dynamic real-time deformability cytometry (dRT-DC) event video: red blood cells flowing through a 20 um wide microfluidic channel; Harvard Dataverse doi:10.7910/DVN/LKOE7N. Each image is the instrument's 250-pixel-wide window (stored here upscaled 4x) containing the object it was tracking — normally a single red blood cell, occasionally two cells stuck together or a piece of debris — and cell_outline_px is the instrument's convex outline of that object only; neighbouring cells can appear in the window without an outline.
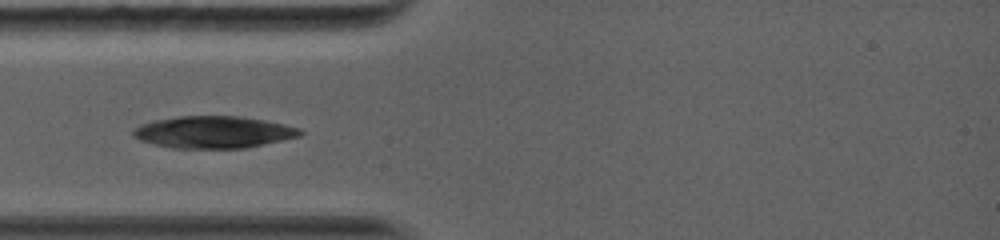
{"species": "common noctule bat (a hibernating species)", "species_latin": "Nyctalus noctula", "temperature_condition": "warm", "stored_images_in_passage": 37, "camera_frame_rate_fps": 5000, "um_per_image_px": 0.085, "animal": {"sex": "female", "body_mass_g": 19.0, "forearm_length_mm": 56.7}, "frame": {"image": 1, "passage_image": 1, "time_ms": 0.0, "image_size_px": [1000, 240], "cell_outline_px": [[304, 132], [300, 136], [244, 148], [172, 148], [152, 144], [140, 140], [132, 136], [132, 132], [140, 124], [156, 120], [180, 116], [236, 116], [264, 120], [284, 124], [300, 128]], "centroid_in_image_um": [18.13, 11.23], "position_along_channel_um": 66.9, "area_um2": 30.98}}
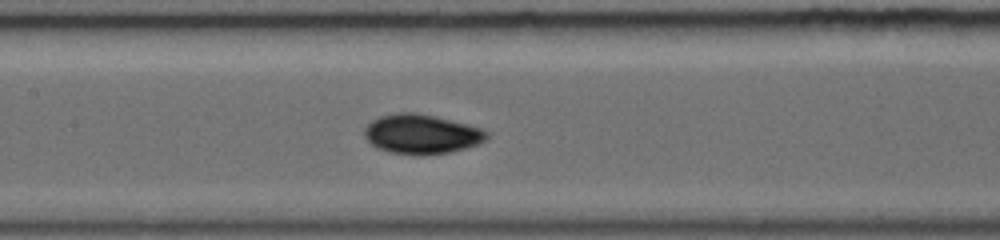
{"frame": {"image": 2, "passage_image": 11, "time_ms": 2.6, "image_size_px": [1000, 240], "cell_outline_px": [[488, 140], [480, 144], [448, 152], [392, 152], [376, 148], [364, 136], [364, 128], [372, 120], [380, 116], [396, 112], [416, 112], [436, 116], [468, 124], [480, 128], [488, 132]], "centroid_in_image_um": [35.84, 11.34], "position_along_channel_um": 171.6, "area_um2": 27.57}}
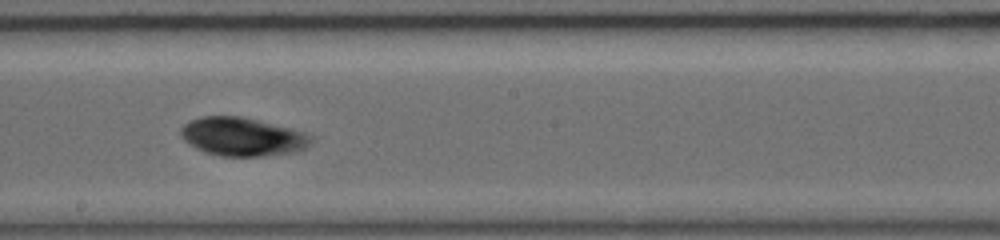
{"frame": {"image": 3, "passage_image": 16, "time_ms": 4.0, "image_size_px": [1000, 240], "cell_outline_px": [[312, 144], [296, 152], [260, 156], [220, 156], [204, 152], [196, 148], [184, 140], [180, 136], [180, 128], [188, 120], [200, 116], [240, 116], [292, 128], [304, 132], [312, 136]], "centroid_in_image_um": [20.59, 11.62], "position_along_channel_um": 227.6, "area_um2": 29.42}}